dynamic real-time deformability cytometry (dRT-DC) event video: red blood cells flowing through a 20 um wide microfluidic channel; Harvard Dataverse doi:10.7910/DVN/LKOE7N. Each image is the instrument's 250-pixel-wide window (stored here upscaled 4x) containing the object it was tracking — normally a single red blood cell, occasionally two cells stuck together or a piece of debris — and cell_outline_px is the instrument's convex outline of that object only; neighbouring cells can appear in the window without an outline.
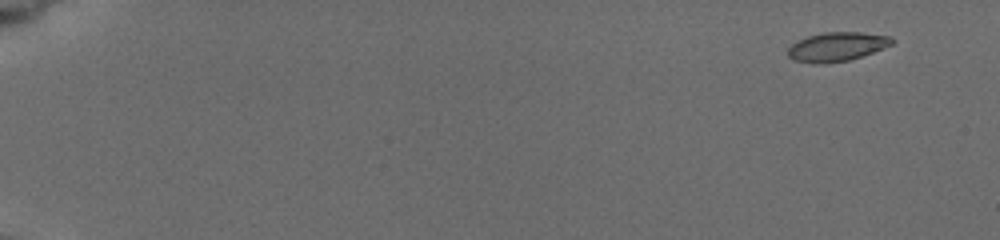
{"species": "common noctule bat (a hibernating species)", "species_latin": "Nyctalus noctula", "temperature_condition": "cold", "stored_images_in_passage": 8, "camera_frame_rate_fps": 3000, "um_per_image_px": 0.085, "animal": {"sex": "female", "body_mass_g": 19.5, "forearm_length_mm": 54.1}, "frame": {"image": 1, "passage_image": 1, "time_ms": 0.0, "image_size_px": [1000, 240], "cell_outline_px": [[896, 40], [892, 44], [872, 52], [848, 60], [820, 64], [812, 64], [792, 60], [788, 56], [788, 48], [796, 40], [808, 36], [824, 32], [860, 32], [892, 36]], "centroid_in_image_um": [71.1, 3.96], "position_along_channel_um": 13.9, "area_um2": 17.69}}
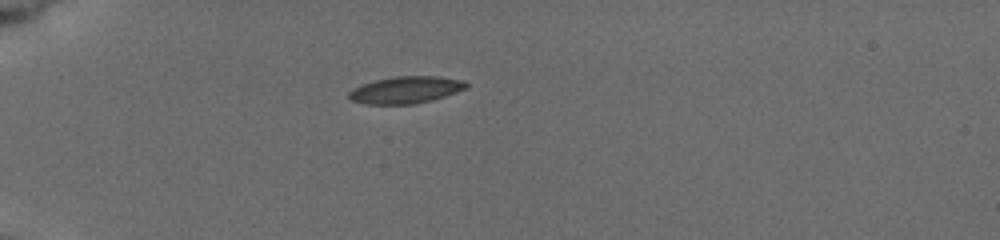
{"frame": {"image": 2, "passage_image": 6, "time_ms": 4.667, "image_size_px": [1000, 240], "cell_outline_px": [[468, 88], [444, 96], [412, 104], [364, 104], [352, 100], [348, 96], [348, 92], [352, 88], [376, 80], [392, 76], [436, 76], [464, 80], [468, 84]], "centroid_in_image_um": [34.48, 7.63], "position_along_channel_um": 50.5, "area_um2": 18.32}}
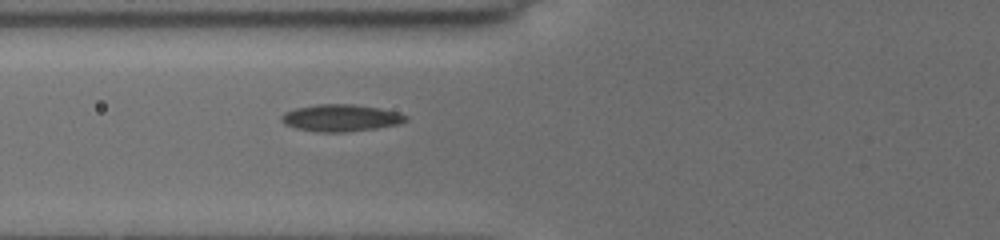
{"frame": {"image": 3, "passage_image": 8, "time_ms": 6.667, "image_size_px": [1000, 240], "cell_outline_px": [[408, 120], [400, 124], [376, 128], [344, 132], [316, 132], [296, 128], [284, 124], [280, 120], [280, 116], [284, 112], [296, 108], [316, 104], [352, 104], [380, 108], [396, 112], [408, 116]], "centroid_in_image_um": [28.95, 10.02], "position_along_channel_um": 96.9, "area_um2": 19.65}}